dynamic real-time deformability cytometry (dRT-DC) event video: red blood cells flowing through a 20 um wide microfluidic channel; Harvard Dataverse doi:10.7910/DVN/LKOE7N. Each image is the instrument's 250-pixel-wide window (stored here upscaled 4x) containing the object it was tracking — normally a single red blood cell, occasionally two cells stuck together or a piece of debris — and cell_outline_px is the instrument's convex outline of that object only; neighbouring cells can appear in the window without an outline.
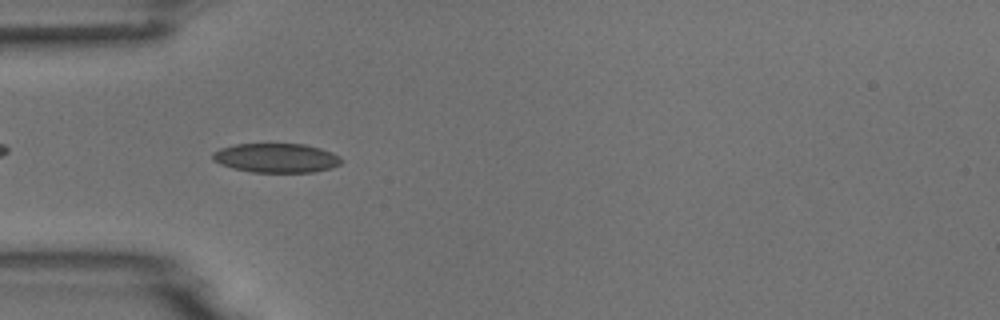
{"species": "common noctule bat (a hibernating species)", "species_latin": "Nyctalus noctula", "temperature_condition": "room temperature", "stored_images_in_passage": 6, "camera_frame_rate_fps": 3000, "um_per_image_px": 0.085, "animal": {"sex": "male", "body_mass_g": 18.8}, "frame": {"image": 1, "passage_image": 5, "time_ms": 4.667, "image_size_px": [1000, 320], "cell_outline_px": [[344, 160], [340, 164], [332, 168], [312, 172], [252, 172], [232, 168], [220, 164], [212, 160], [212, 152], [220, 148], [236, 144], [304, 144], [320, 148], [332, 152], [340, 156]], "centroid_in_image_um": [23.49, 13.43], "position_along_channel_um": 61.5, "area_um2": 22.08}}